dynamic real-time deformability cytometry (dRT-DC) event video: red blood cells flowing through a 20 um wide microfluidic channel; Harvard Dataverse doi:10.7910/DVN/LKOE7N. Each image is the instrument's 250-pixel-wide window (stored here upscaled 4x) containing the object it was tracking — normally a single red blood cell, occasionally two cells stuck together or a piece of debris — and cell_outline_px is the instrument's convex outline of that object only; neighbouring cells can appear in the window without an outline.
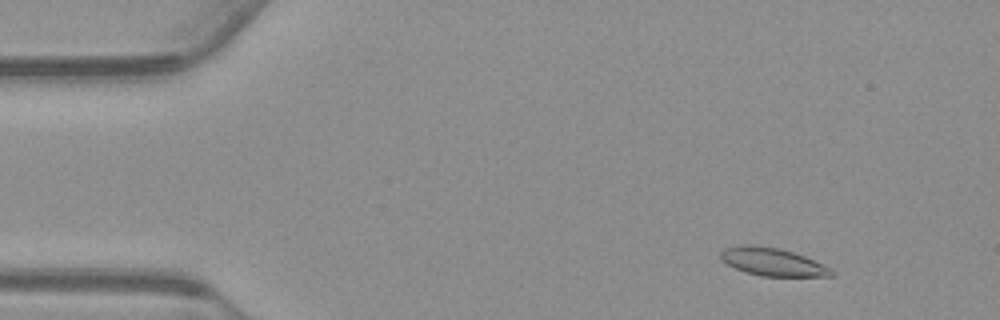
{"species": "common noctule bat (a hibernating species)", "species_latin": "Nyctalus noctula", "temperature_condition": "warm", "stored_images_in_passage": 55, "camera_frame_rate_fps": 3000, "um_per_image_px": 0.085, "animal": {"sex": "male", "body_mass_g": 23.1, "forearm_length_mm": 52.7}, "frame": {"image": 1, "passage_image": 6, "time_ms": 1.667, "image_size_px": [1000, 320], "cell_outline_px": [[836, 272], [832, 276], [760, 276], [744, 272], [720, 260], [720, 252], [724, 248], [748, 244], [752, 244], [780, 248], [804, 256], [832, 268]], "centroid_in_image_um": [65.66, 22.26], "position_along_channel_um": 19.3, "area_um2": 18.09}}
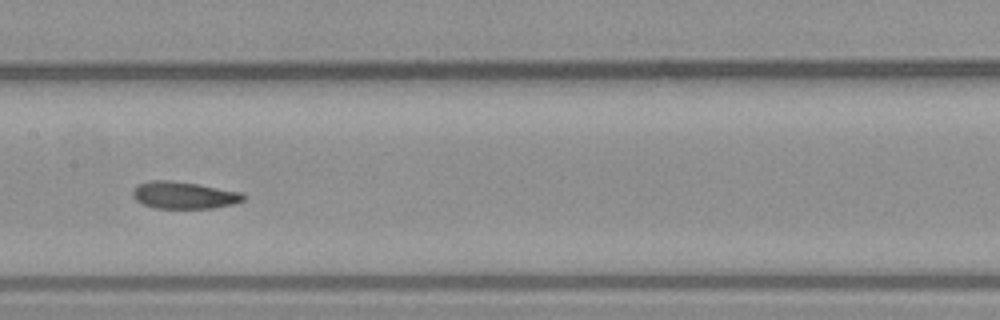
{"frame": {"image": 2, "passage_image": 27, "time_ms": 8.667, "image_size_px": [1000, 320], "cell_outline_px": [[248, 196], [244, 200], [232, 204], [212, 208], [156, 208], [144, 204], [136, 200], [132, 196], [132, 188], [136, 184], [152, 180], [168, 180], [196, 184], [244, 192]], "centroid_in_image_um": [15.64, 16.58], "position_along_channel_um": 191.8, "area_um2": 17.57}}
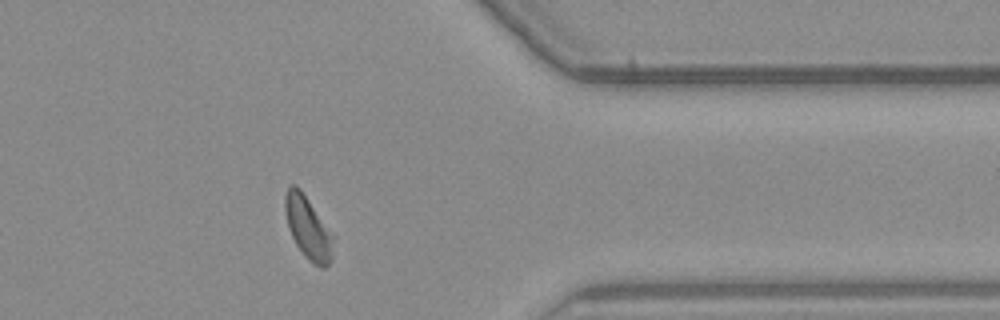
{"frame": {"image": 3, "passage_image": 44, "time_ms": 14.333, "image_size_px": [1000, 320], "cell_outline_px": [[336, 236], [332, 260], [324, 268], [320, 268], [312, 264], [308, 260], [296, 244], [288, 228], [284, 212], [284, 196], [288, 184], [296, 184], [300, 188]], "centroid_in_image_um": [26.21, 19.35], "position_along_channel_um": 385.2, "area_um2": 18.32}, "authors_computed_cell_mechanics": {"area_um2": 17.8024, "velocity_mm_per_s": 3.7231, "shape_relaxation_time_tau1_ms": 3.6609, "shape_relaxation_time_tau2_ms": 1.967, "deformation_change_tau1": 0.1244, "deformation_change_tau2": 0.0689}}